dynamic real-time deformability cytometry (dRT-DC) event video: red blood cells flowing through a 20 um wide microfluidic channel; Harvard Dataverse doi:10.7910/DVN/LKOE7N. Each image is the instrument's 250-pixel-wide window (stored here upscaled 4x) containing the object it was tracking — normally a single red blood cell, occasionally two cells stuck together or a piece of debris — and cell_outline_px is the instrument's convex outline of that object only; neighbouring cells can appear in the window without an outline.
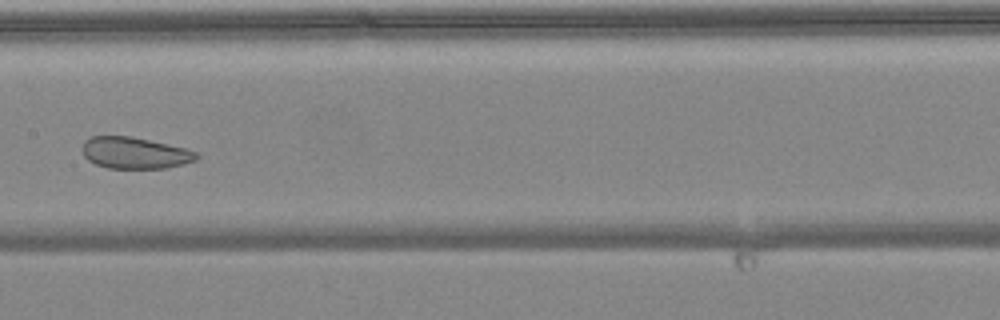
{"species": "common noctule bat (a hibernating species)", "species_latin": "Nyctalus noctula", "temperature_condition": "warm", "stored_images_in_passage": 7, "segment_of_instrument_passage": [1, 2], "camera_frame_rate_fps": 3000, "um_per_image_px": 0.085, "animal": {"sex": "female", "body_mass_g": 24.6, "forearm_length_mm": 56.2}, "frame": {"image": 1, "passage_image": 6, "time_ms": 1.667, "image_size_px": [1000, 320], "cell_outline_px": [[200, 156], [196, 160], [164, 168], [108, 168], [96, 164], [88, 160], [84, 156], [84, 140], [92, 136], [128, 136], [148, 140], [184, 148], [196, 152]], "centroid_in_image_um": [11.44, 13.0], "position_along_channel_um": 196.0, "area_um2": 20.58}}